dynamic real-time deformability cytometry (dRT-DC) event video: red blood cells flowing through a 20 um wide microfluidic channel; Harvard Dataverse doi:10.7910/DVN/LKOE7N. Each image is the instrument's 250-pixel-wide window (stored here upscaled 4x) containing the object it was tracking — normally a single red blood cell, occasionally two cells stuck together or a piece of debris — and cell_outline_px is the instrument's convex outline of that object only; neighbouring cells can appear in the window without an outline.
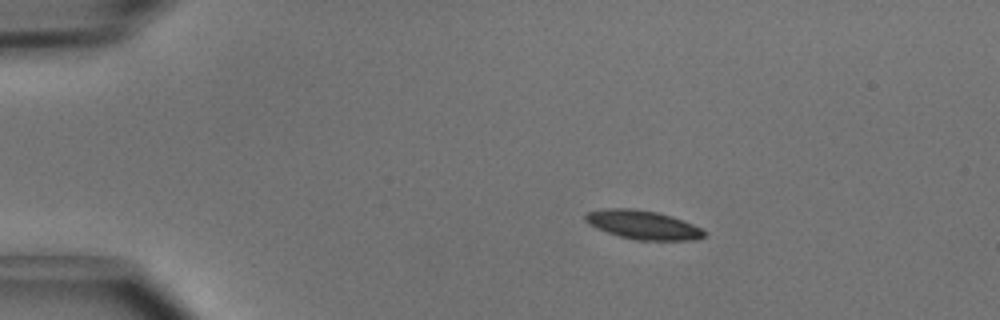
{"species": "common noctule bat (a hibernating species)", "species_latin": "Nyctalus noctula", "temperature_condition": "cold", "stored_images_in_passage": 5, "camera_frame_rate_fps": 3000, "um_per_image_px": 0.085, "animal": {"sex": "male", "body_mass_g": 15.6}, "frame": {"image": 1, "passage_image": 1, "time_ms": 0.0, "image_size_px": [1000, 320], "cell_outline_px": [[708, 236], [692, 240], [636, 240], [620, 236], [596, 228], [584, 220], [584, 216], [588, 212], [604, 208], [632, 208], [656, 212], [672, 216], [692, 224], [708, 232]], "centroid_in_image_um": [54.67, 19.11], "position_along_channel_um": 30.3, "area_um2": 19.94}}
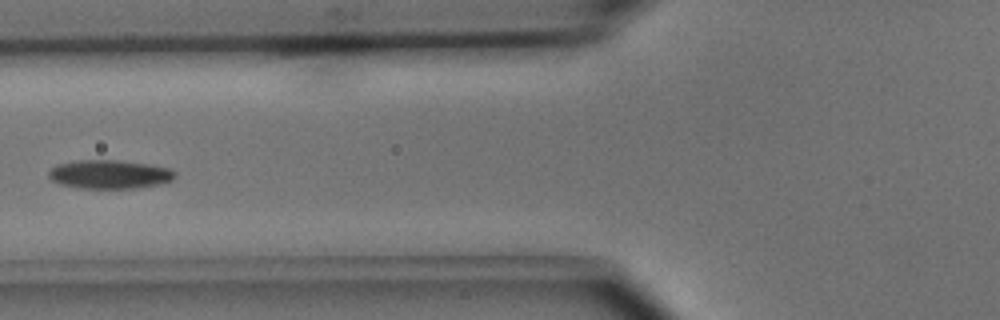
{"frame": {"image": 2, "passage_image": 4, "time_ms": 1.0, "image_size_px": [1000, 320], "cell_outline_px": [[176, 176], [172, 180], [156, 184], [132, 188], [80, 188], [60, 184], [52, 180], [48, 176], [48, 172], [56, 164], [76, 160], [116, 160], [148, 164], [172, 168], [176, 172]], "centroid_in_image_um": [9.3, 14.8], "position_along_channel_um": 116.5, "area_um2": 21.1}}
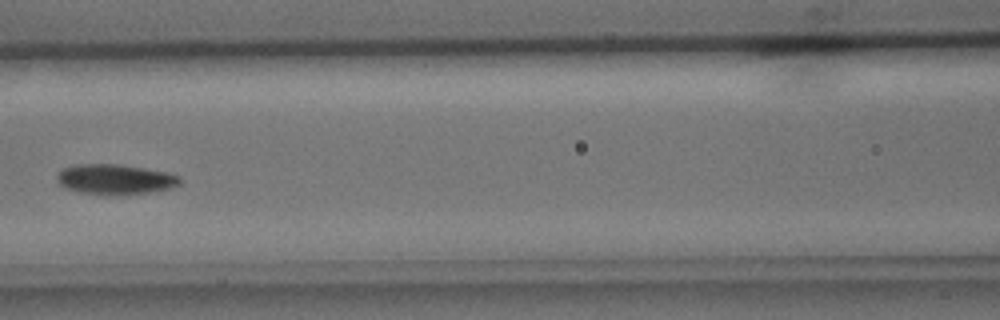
{"frame": {"image": 3, "passage_image": 5, "time_ms": 1.333, "image_size_px": [1000, 320], "cell_outline_px": [[180, 184], [160, 192], [112, 196], [108, 196], [80, 192], [64, 188], [56, 180], [56, 176], [64, 168], [76, 164], [116, 164], [164, 172], [180, 176]], "centroid_in_image_um": [9.78, 15.28], "position_along_channel_um": 156.8, "area_um2": 21.85}}